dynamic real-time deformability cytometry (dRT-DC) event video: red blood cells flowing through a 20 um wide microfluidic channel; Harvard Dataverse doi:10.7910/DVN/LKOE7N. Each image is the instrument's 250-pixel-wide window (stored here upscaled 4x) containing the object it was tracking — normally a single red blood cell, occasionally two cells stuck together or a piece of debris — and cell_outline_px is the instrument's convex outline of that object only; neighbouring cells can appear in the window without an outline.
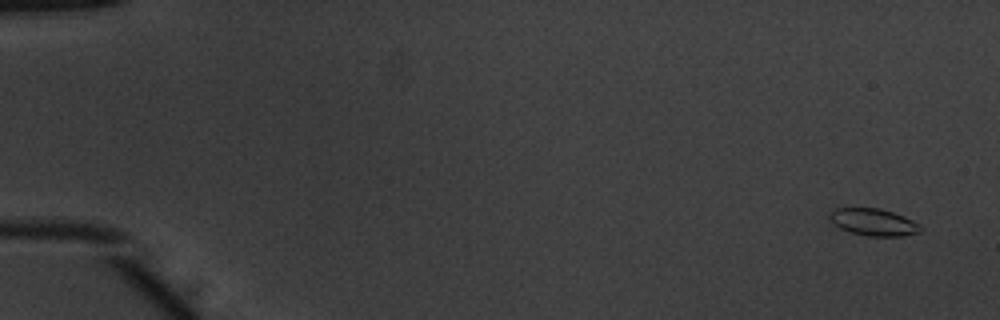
{"species": "common noctule bat (a hibernating species)", "species_latin": "Nyctalus noctula", "temperature_condition": "warm", "stored_images_in_passage": 52, "camera_frame_rate_fps": 3000, "um_per_image_px": 0.085, "animal": {"sex": "male", "body_mass_g": 20.1, "forearm_length_mm": 53.5}, "frame": {"image": 1, "passage_image": 1, "time_ms": 0.0, "image_size_px": [1000, 320], "cell_outline_px": [[924, 228], [920, 232], [904, 236], [868, 236], [852, 232], [840, 228], [828, 220], [828, 212], [836, 208], [880, 208], [904, 216], [920, 224]], "centroid_in_image_um": [74.25, 18.88], "position_along_channel_um": 10.8, "area_um2": 14.51}}
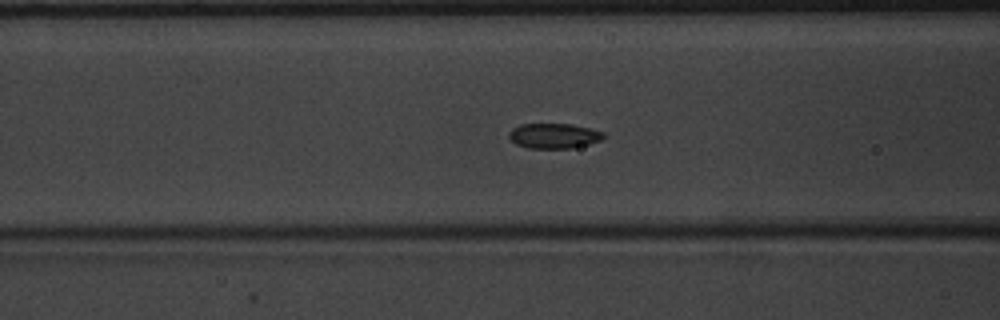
{"frame": {"image": 2, "passage_image": 21, "time_ms": 6.667, "image_size_px": [1000, 320], "cell_outline_px": [[604, 136], [600, 140], [588, 144], [572, 148], [528, 148], [516, 144], [508, 136], [508, 132], [512, 128], [520, 124], [572, 124], [592, 128], [604, 132]], "centroid_in_image_um": [47.07, 11.54], "position_along_channel_um": 119.5, "area_um2": 13.87}}
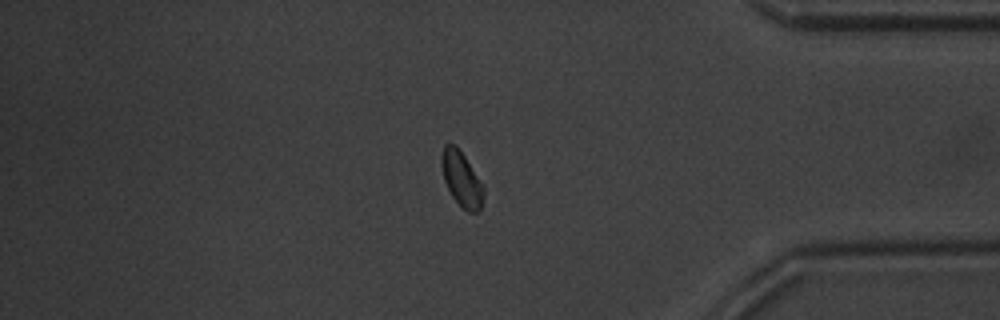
{"frame": {"image": 3, "passage_image": 44, "time_ms": 14.333, "image_size_px": [1000, 320], "cell_outline_px": [[484, 192], [480, 212], [468, 212], [452, 196], [444, 180], [440, 164], [440, 156], [444, 144], [456, 144], [484, 184]], "centroid_in_image_um": [39.23, 15.18], "position_along_channel_um": 396.0, "area_um2": 13.64}, "authors_computed_cell_mechanics": {"area_um2": 14.0454, "velocity_mm_per_s": 3.9077, "shape_relaxation_time_tau1_ms": null, "shape_relaxation_time_tau2_ms": 1.3343, "deformation_change_tau1": null, "deformation_change_tau2": 0.0454}}